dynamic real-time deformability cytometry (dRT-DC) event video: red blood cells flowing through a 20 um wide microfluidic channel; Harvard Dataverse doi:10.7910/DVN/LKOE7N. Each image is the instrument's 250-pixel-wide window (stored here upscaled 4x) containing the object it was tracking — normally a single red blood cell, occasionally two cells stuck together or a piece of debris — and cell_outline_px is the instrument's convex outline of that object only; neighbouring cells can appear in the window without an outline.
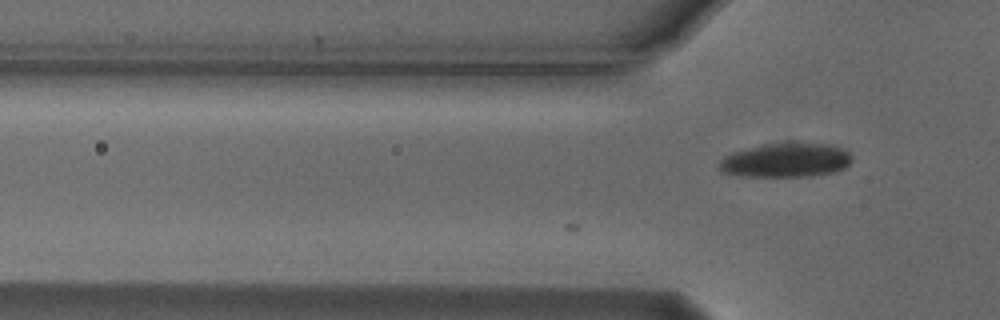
{"species": "Egyptian fruit bat (a non-hibernating species)", "species_latin": "Rousettus aegyptiacus", "temperature_condition": "cold", "stored_images_in_passage": 3, "camera_frame_rate_fps": 3000, "um_per_image_px": 0.085, "animal": {"sex": "male"}, "frame": {"image": 1, "passage_image": 3, "time_ms": 0.667, "image_size_px": [1000, 320], "cell_outline_px": [[852, 160], [844, 168], [832, 172], [812, 176], [740, 176], [720, 172], [720, 160], [724, 156], [732, 152], [764, 144], [788, 140], [796, 140], [832, 144], [848, 152], [852, 156]], "centroid_in_image_um": [66.81, 13.57], "position_along_channel_um": 59.0, "area_um2": 27.17}}